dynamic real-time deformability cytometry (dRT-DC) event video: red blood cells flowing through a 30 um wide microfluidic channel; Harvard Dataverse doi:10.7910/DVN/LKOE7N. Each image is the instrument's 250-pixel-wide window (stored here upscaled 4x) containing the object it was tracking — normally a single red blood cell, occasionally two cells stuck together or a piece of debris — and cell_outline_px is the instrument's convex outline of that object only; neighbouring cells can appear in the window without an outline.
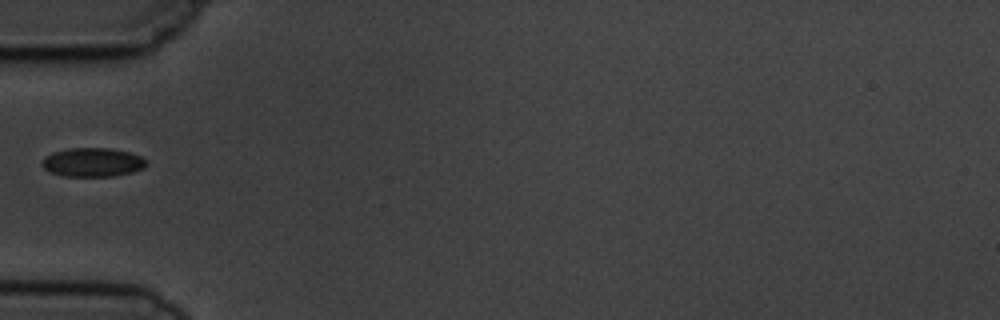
{"species": "common noctule bat (a hibernating species)", "species_latin": "Nyctalus noctula", "temperature_condition": "cold", "stored_images_in_passage": 5, "camera_frame_rate_fps": 3000, "um_per_image_px": 0.085, "animal": {"sex": "male", "body_mass_g": 19.5, "forearm_length_mm": 54.6}, "frame": {"image": 1, "passage_image": 5, "time_ms": 4.667, "image_size_px": [1000, 320], "cell_outline_px": [[148, 164], [144, 168], [132, 172], [112, 176], [64, 176], [52, 172], [44, 168], [40, 164], [44, 156], [52, 152], [68, 148], [108, 148], [128, 152], [140, 156], [148, 160]], "centroid_in_image_um": [7.87, 13.79], "position_along_channel_um": 77.1, "area_um2": 17.63}}